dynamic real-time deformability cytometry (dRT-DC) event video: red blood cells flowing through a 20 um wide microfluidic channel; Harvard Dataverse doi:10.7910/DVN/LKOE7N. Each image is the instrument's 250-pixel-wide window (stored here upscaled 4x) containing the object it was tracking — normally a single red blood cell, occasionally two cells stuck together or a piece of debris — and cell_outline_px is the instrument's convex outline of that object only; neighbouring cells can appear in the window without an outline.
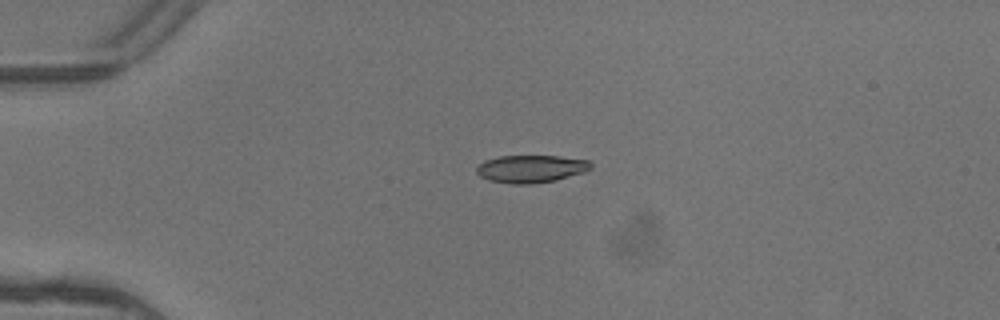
{"species": "common noctule bat (a hibernating species)", "species_latin": "Nyctalus noctula", "temperature_condition": "warm", "stored_images_in_passage": 5, "camera_frame_rate_fps": 3000, "um_per_image_px": 0.085, "animal": {"sex": "female"}, "frame": {"image": 1, "passage_image": 3, "time_ms": 0.667, "image_size_px": [1000, 320], "cell_outline_px": [[592, 168], [584, 172], [556, 180], [532, 184], [512, 184], [488, 180], [480, 176], [476, 172], [476, 168], [484, 160], [500, 156], [560, 156], [588, 160], [592, 164]], "centroid_in_image_um": [45.13, 14.35], "position_along_channel_um": 39.9, "area_um2": 18.44}}
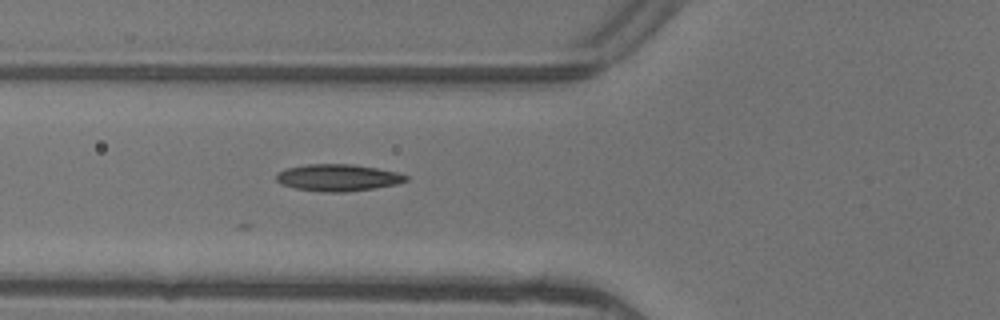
{"frame": {"image": 2, "passage_image": 5, "time_ms": 1.333, "image_size_px": [1000, 320], "cell_outline_px": [[408, 180], [396, 184], [376, 188], [344, 192], [320, 192], [296, 188], [280, 184], [276, 180], [276, 176], [280, 172], [288, 168], [308, 164], [352, 164], [376, 168], [396, 172], [408, 176]], "centroid_in_image_um": [28.73, 15.1], "position_along_channel_um": 97.1, "area_um2": 20.17}}